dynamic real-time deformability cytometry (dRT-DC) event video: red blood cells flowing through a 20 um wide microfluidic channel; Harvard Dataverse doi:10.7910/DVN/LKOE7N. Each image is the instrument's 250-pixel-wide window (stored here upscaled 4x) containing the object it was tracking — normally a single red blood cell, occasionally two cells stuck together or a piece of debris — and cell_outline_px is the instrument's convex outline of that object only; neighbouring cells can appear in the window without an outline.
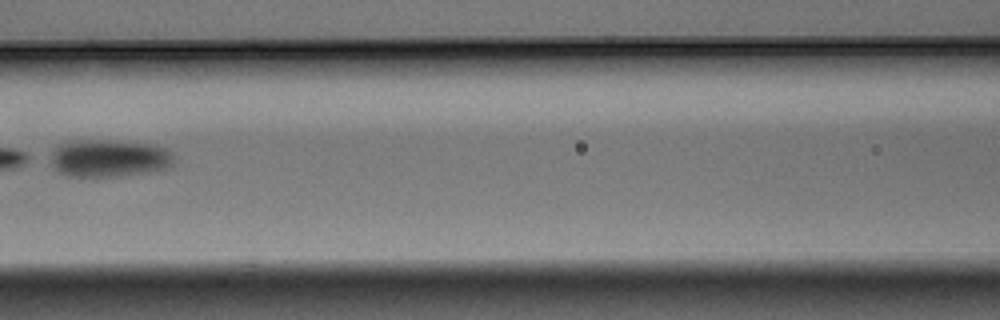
{"species": "Egyptian fruit bat (a non-hibernating species)", "species_latin": "Rousettus aegyptiacus", "temperature_condition": "warm", "stored_images_in_passage": 8, "camera_frame_rate_fps": 3000, "um_per_image_px": 0.085, "animal": {"sex": "male"}, "frame": {"image": 1, "passage_image": 7, "time_ms": 2.0, "image_size_px": [1000, 320], "cell_outline_px": [[172, 164], [164, 168], [148, 172], [116, 176], [68, 176], [60, 172], [52, 164], [52, 156], [56, 148], [60, 144], [68, 140], [100, 140], [156, 144], [172, 152]], "centroid_in_image_um": [9.27, 13.43], "position_along_channel_um": 157.3, "area_um2": 26.53}}
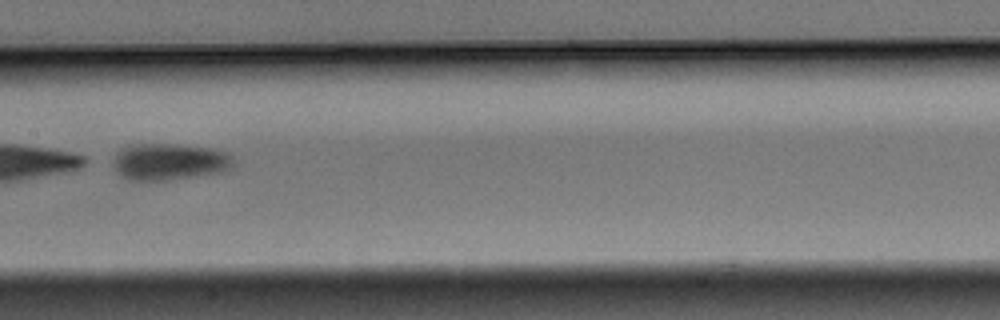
{"frame": {"image": 2, "passage_image": 8, "time_ms": 2.333, "image_size_px": [1000, 320], "cell_outline_px": [[232, 168], [224, 172], [196, 176], [164, 180], [128, 180], [112, 168], [112, 164], [120, 148], [132, 144], [176, 144], [212, 148], [228, 152], [232, 156]], "centroid_in_image_um": [14.4, 13.74], "position_along_channel_um": 193.0, "area_um2": 25.89}}